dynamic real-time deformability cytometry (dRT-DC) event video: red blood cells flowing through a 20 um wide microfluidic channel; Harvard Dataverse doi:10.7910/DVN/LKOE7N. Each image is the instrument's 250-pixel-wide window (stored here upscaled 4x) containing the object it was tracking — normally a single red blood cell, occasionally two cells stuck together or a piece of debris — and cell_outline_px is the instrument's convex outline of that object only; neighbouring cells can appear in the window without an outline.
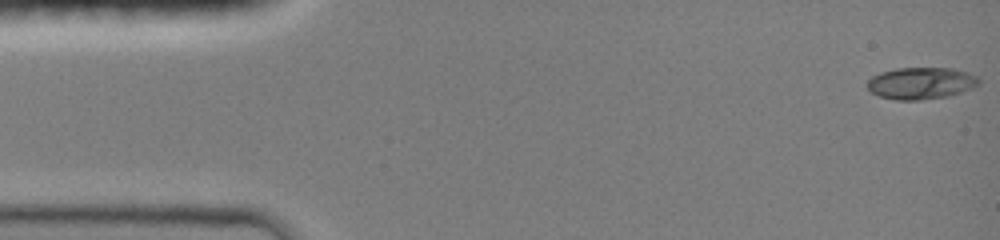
{"species": "common noctule bat (a hibernating species)", "species_latin": "Nyctalus noctula", "temperature_condition": "room temperature", "stored_images_in_passage": 55, "camera_frame_rate_fps": 3000, "um_per_image_px": 0.085, "animal": {"sex": "female", "body_mass_g": 19.0, "forearm_length_mm": 51.5}, "frame": {"image": 1, "passage_image": 1, "time_ms": 0.0, "image_size_px": [1000, 240], "cell_outline_px": [[980, 84], [972, 88], [948, 96], [920, 100], [896, 100], [880, 96], [872, 92], [868, 88], [868, 80], [872, 76], [880, 72], [896, 68], [952, 68], [968, 72], [976, 76], [980, 80]], "centroid_in_image_um": [78.3, 7.06], "position_along_channel_um": 6.7, "area_um2": 20.69}}
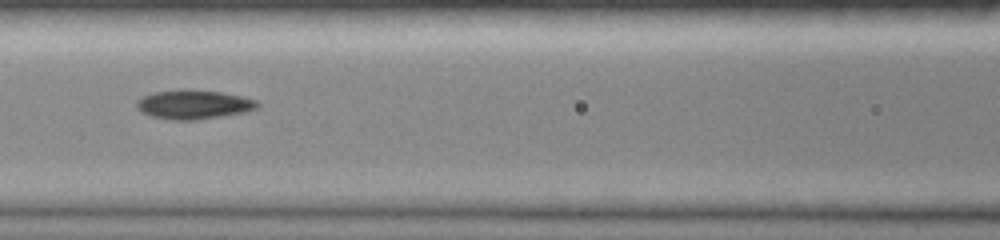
{"frame": {"image": 2, "passage_image": 30, "time_ms": 6.333, "image_size_px": [1000, 240], "cell_outline_px": [[260, 104], [256, 108], [248, 112], [196, 120], [172, 120], [152, 116], [136, 108], [136, 100], [152, 92], [184, 88], [220, 92], [240, 96], [256, 100]], "centroid_in_image_um": [16.45, 8.87], "position_along_channel_um": 150.1, "area_um2": 20.63}}
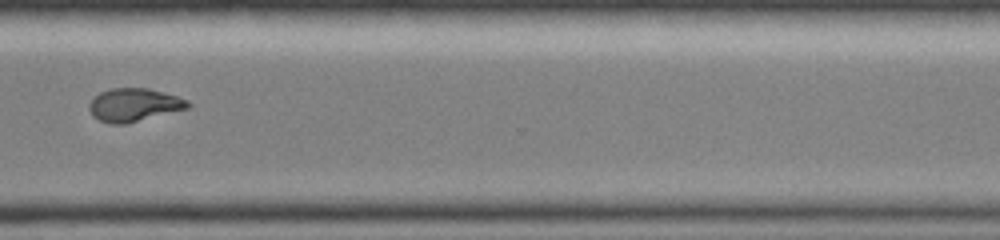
{"frame": {"image": 3, "passage_image": 54, "time_ms": 11.333, "image_size_px": [1000, 240], "cell_outline_px": [[192, 104], [188, 108], [124, 124], [112, 124], [100, 120], [92, 116], [88, 108], [88, 104], [100, 92], [112, 88], [148, 88], [176, 96], [188, 100]], "centroid_in_image_um": [11.37, 8.91], "position_along_channel_um": 359.2, "area_um2": 18.84}}